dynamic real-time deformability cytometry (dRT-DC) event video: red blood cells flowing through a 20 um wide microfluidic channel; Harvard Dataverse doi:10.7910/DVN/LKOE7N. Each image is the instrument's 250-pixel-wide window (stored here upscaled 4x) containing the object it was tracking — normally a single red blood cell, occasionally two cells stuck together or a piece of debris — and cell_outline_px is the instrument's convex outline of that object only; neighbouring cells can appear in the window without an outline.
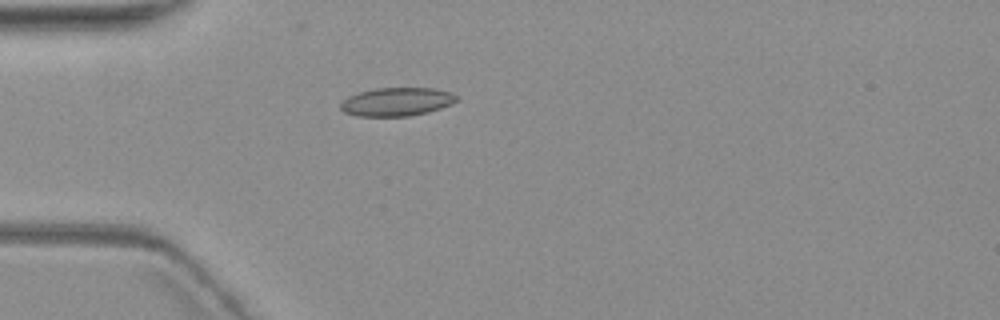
{"species": "common noctule bat (a hibernating species)", "species_latin": "Nyctalus noctula", "temperature_condition": "warm", "stored_images_in_passage": 1, "camera_frame_rate_fps": 3000, "um_per_image_px": 0.085, "animal": {"sex": "female", "body_mass_g": 19.3, "forearm_length_mm": 54.1}, "frame": {"image": 1, "passage_image": 1, "time_ms": 0.0, "image_size_px": [1000, 320], "cell_outline_px": [[456, 100], [452, 104], [428, 112], [408, 116], [356, 116], [344, 112], [340, 108], [340, 104], [348, 96], [360, 92], [376, 88], [436, 88], [448, 92], [456, 96]], "centroid_in_image_um": [33.69, 8.65], "position_along_channel_um": 51.3, "area_um2": 19.07}}